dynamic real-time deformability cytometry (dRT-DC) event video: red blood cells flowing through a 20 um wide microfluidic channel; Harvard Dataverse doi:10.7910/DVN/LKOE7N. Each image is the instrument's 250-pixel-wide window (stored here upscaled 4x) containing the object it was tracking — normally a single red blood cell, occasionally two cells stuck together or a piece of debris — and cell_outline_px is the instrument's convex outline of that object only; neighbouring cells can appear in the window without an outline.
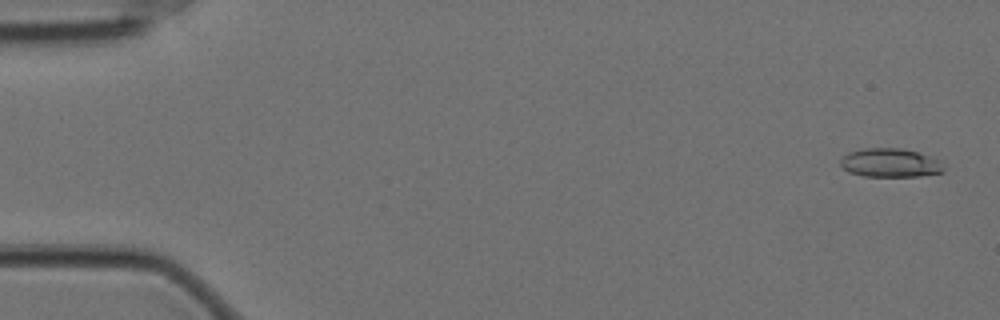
{"species": "Egyptian fruit bat (a non-hibernating species)", "species_latin": "Rousettus aegyptiacus", "temperature_condition": "cold", "stored_images_in_passage": 58, "camera_frame_rate_fps": 3000, "um_per_image_px": 0.085, "animal": {"sex": "female"}, "frame": {"image": 1, "passage_image": 2, "time_ms": 0.333, "image_size_px": [1000, 320], "cell_outline_px": [[944, 172], [920, 176], [864, 176], [848, 172], [840, 164], [840, 160], [848, 152], [864, 148], [900, 148], [916, 152], [940, 160], [944, 168]], "centroid_in_image_um": [75.66, 13.84], "position_along_channel_um": 9.3, "area_um2": 17.22}}
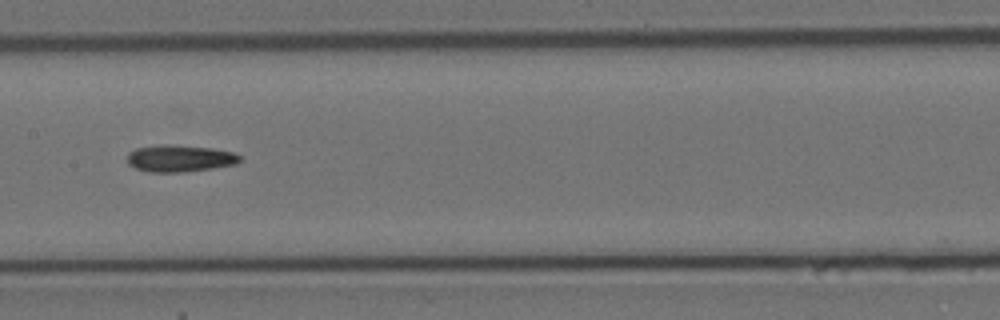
{"frame": {"image": 2, "passage_image": 29, "time_ms": 9.333, "image_size_px": [1000, 320], "cell_outline_px": [[240, 160], [236, 164], [212, 168], [184, 172], [148, 172], [136, 168], [128, 164], [128, 152], [136, 148], [164, 144], [168, 144], [212, 148], [232, 152], [240, 156]], "centroid_in_image_um": [15.26, 13.46], "position_along_channel_um": 192.1, "area_um2": 17.57}}
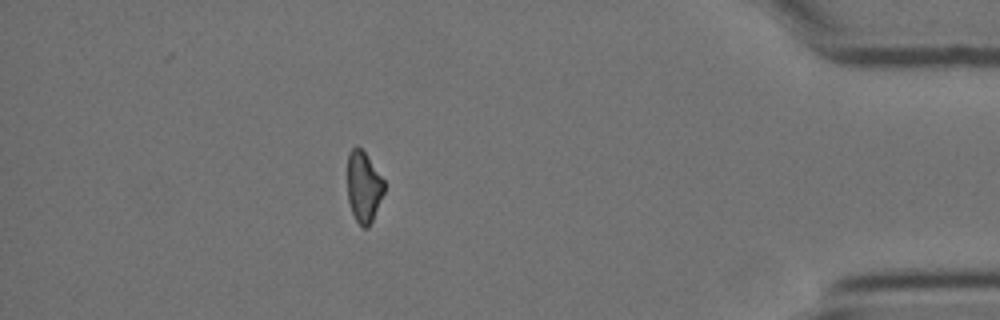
{"frame": {"image": 3, "passage_image": 51, "time_ms": 16.667, "image_size_px": [1000, 320], "cell_outline_px": [[384, 192], [372, 220], [368, 228], [360, 228], [352, 212], [348, 200], [348, 152], [356, 144], [364, 152], [384, 180]], "centroid_in_image_um": [30.9, 15.89], "position_along_channel_um": 404.3, "area_um2": 15.09}, "authors_computed_cell_mechanics": {"area_um2": 17.1088, "velocity_mm_per_s": 3.5121, "shape_relaxation_time_tau1_ms": 8.6035, "shape_relaxation_time_tau2_ms": null, "deformation_change_tau1": 0.2069, "deformation_change_tau2": null}}